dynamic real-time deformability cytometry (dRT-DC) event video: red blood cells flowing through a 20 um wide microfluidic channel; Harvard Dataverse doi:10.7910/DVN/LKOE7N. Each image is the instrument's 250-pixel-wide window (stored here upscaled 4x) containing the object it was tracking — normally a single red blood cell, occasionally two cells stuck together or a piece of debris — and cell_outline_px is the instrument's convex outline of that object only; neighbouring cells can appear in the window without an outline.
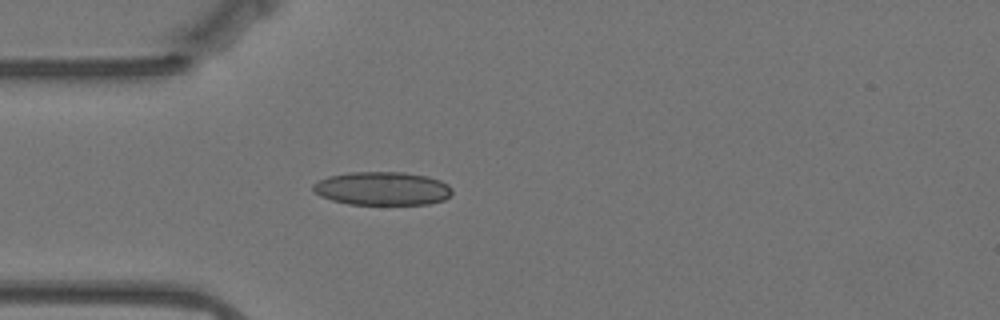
{"species": "Egyptian fruit bat (a non-hibernating species)", "species_latin": "Rousettus aegyptiacus", "temperature_condition": "warm", "stored_images_in_passage": 43, "camera_frame_rate_fps": 3000, "um_per_image_px": 0.085, "animal": {"sex": "female"}, "frame": {"image": 1, "passage_image": 1, "time_ms": 0.0, "image_size_px": [1000, 320], "cell_outline_px": [[452, 192], [444, 200], [428, 204], [348, 204], [332, 200], [320, 196], [312, 188], [312, 184], [328, 176], [348, 172], [404, 172], [428, 176], [440, 180], [448, 184], [452, 188]], "centroid_in_image_um": [32.5, 16.01], "position_along_channel_um": 52.5, "area_um2": 27.17}}
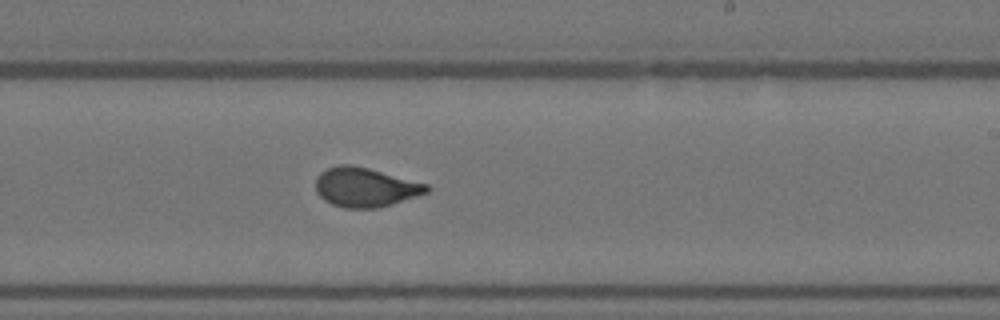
{"frame": {"image": 2, "passage_image": 19, "time_ms": 6.0, "image_size_px": [1000, 320], "cell_outline_px": [[432, 188], [428, 192], [392, 204], [376, 208], [344, 208], [332, 204], [324, 200], [316, 192], [316, 180], [320, 172], [328, 168], [340, 164], [352, 164], [368, 168], [428, 184]], "centroid_in_image_um": [31.04, 15.91], "position_along_channel_um": 258.0, "area_um2": 25.37}}
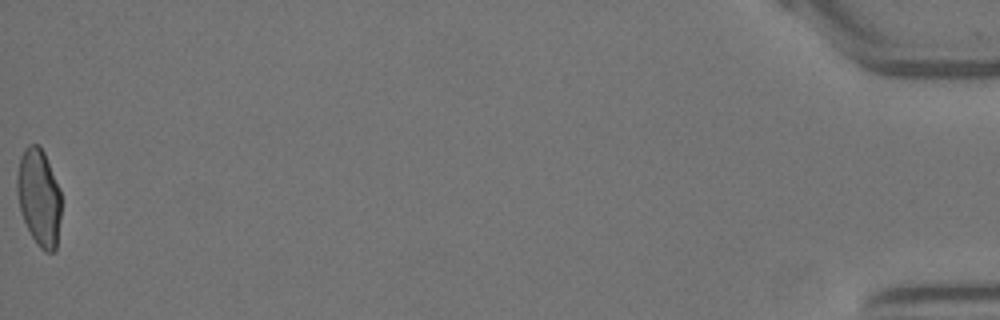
{"frame": {"image": 3, "passage_image": 43, "time_ms": 14.0, "image_size_px": [1000, 320], "cell_outline_px": [[60, 220], [56, 248], [52, 252], [44, 252], [36, 244], [20, 212], [16, 192], [16, 176], [20, 156], [24, 148], [28, 144], [40, 144], [44, 152], [60, 188]], "centroid_in_image_um": [3.29, 16.74], "position_along_channel_um": 431.9, "area_um2": 25.26}, "authors_computed_cell_mechanics": {"area_um2": 25.2008, "velocity_mm_per_s": 3.4996, "shape_relaxation_time_tau1_ms": 6.5941, "shape_relaxation_time_tau2_ms": 0.685, "deformation_change_tau1": 0.192, "deformation_change_tau2": 0.0682}}